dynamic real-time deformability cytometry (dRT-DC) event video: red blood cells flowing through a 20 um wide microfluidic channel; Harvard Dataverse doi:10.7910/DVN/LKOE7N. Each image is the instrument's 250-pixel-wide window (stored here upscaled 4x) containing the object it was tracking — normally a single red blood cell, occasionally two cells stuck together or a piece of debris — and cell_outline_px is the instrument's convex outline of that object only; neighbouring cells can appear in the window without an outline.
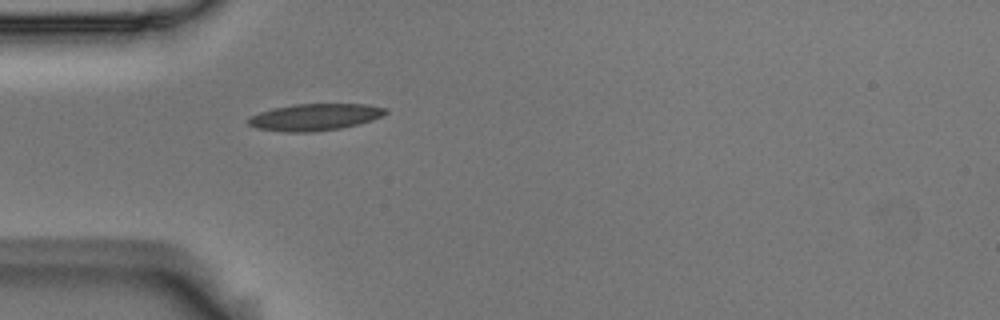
{"species": "Egyptian fruit bat (a non-hibernating species)", "species_latin": "Rousettus aegyptiacus", "temperature_condition": "room temperature", "stored_images_in_passage": 40, "camera_frame_rate_fps": 3000, "um_per_image_px": 0.085, "animal": {"sex": "male"}, "frame": {"image": 1, "passage_image": 1, "time_ms": 0.0, "image_size_px": [1000, 320], "cell_outline_px": [[388, 112], [372, 120], [360, 124], [340, 128], [312, 132], [284, 132], [256, 128], [248, 124], [248, 116], [272, 108], [292, 104], [364, 104], [388, 108]], "centroid_in_image_um": [26.74, 9.95], "position_along_channel_um": 58.3, "area_um2": 21.56}}
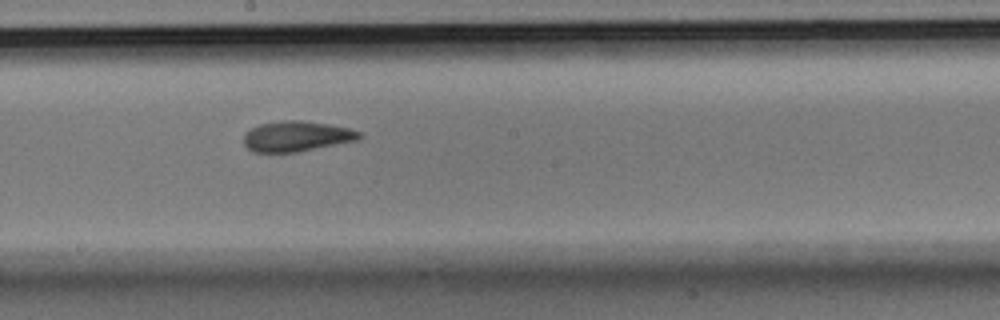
{"frame": {"image": 2, "passage_image": 15, "time_ms": 4.667, "image_size_px": [1000, 320], "cell_outline_px": [[364, 136], [356, 140], [296, 152], [252, 152], [244, 144], [244, 132], [260, 124], [280, 120], [300, 120], [328, 124], [348, 128], [360, 132]], "centroid_in_image_um": [25.18, 11.58], "position_along_channel_um": 223.0, "area_um2": 20.35}}
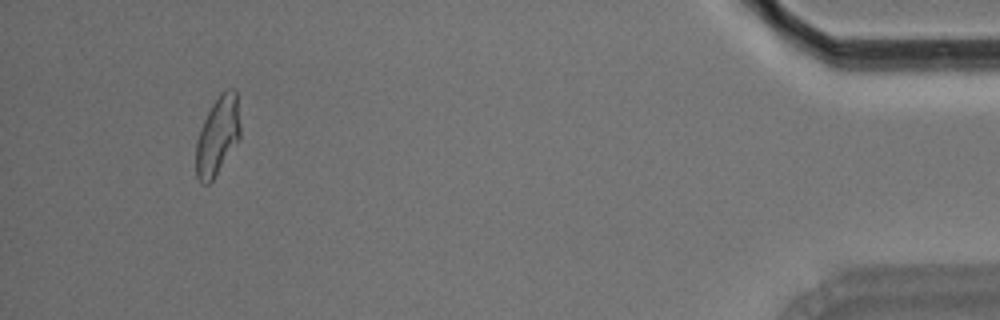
{"frame": {"image": 3, "passage_image": 37, "time_ms": 12.0, "image_size_px": [1000, 320], "cell_outline_px": [[240, 140], [212, 180], [208, 184], [200, 184], [196, 176], [196, 140], [200, 128], [212, 104], [220, 92], [224, 88], [236, 88], [240, 124]], "centroid_in_image_um": [18.5, 11.52], "position_along_channel_um": 416.7, "area_um2": 20.58}, "authors_computed_cell_mechanics": {"area_um2": 20.3745, "velocity_mm_per_s": 3.5888, "shape_relaxation_time_tau1_ms": 5.9168, "shape_relaxation_time_tau2_ms": 1.9157, "deformation_change_tau1": 0.184, "deformation_change_tau2": 0.0804}}